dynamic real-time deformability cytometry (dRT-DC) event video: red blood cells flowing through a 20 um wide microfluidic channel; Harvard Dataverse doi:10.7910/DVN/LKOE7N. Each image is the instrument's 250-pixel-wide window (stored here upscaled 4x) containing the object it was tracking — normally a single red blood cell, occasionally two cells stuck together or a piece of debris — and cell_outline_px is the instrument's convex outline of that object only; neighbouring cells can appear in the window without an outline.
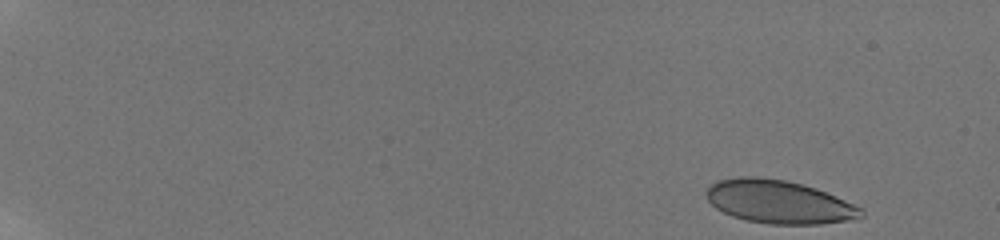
{"species": "human", "species_latin": "Homo sapiens", "temperature_condition": "room temperature", "stored_images_in_passage": 13, "camera_frame_rate_fps": 3000, "um_per_image_px": 0.085, "donor": {"sex": "male"}, "frame": {"image": 1, "passage_image": 1, "time_ms": 0.0, "image_size_px": [1000, 240], "cell_outline_px": [[864, 216], [860, 220], [820, 224], [768, 224], [748, 220], [732, 216], [716, 208], [708, 200], [704, 192], [712, 184], [720, 180], [740, 176], [756, 176], [784, 180], [816, 188], [864, 208]], "centroid_in_image_um": [66.27, 17.17], "position_along_channel_um": 18.7, "area_um2": 39.19}}
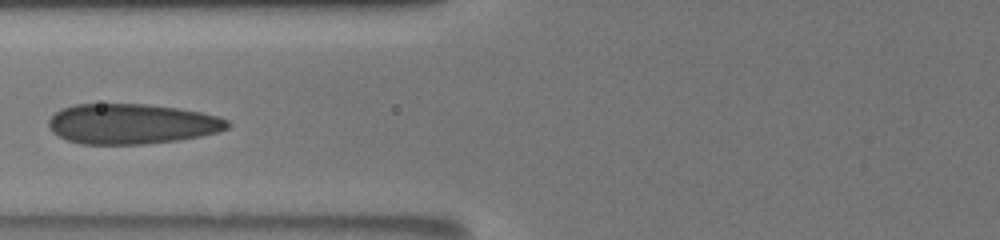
{"frame": {"image": 2, "passage_image": 11, "time_ms": 7.333, "image_size_px": [1000, 240], "cell_outline_px": [[232, 124], [228, 128], [216, 132], [200, 136], [176, 140], [144, 144], [80, 144], [68, 140], [52, 132], [48, 128], [48, 120], [60, 108], [76, 104], [148, 104], [176, 108], [200, 112], [220, 116], [228, 120]], "centroid_in_image_um": [11.19, 10.52], "position_along_channel_um": 114.6, "area_um2": 41.96}}
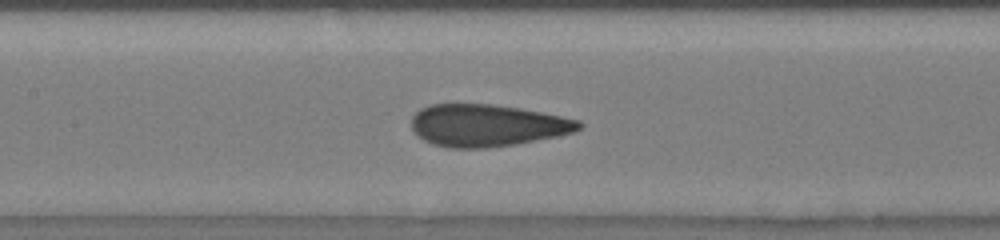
{"frame": {"image": 3, "passage_image": 13, "time_ms": 8.667, "image_size_px": [1000, 240], "cell_outline_px": [[584, 124], [580, 128], [572, 132], [560, 136], [516, 144], [488, 148], [448, 148], [432, 144], [424, 140], [412, 128], [412, 116], [420, 108], [432, 104], [492, 104], [520, 108], [580, 120]], "centroid_in_image_um": [41.41, 10.66], "position_along_channel_um": 166.0, "area_um2": 41.15}}